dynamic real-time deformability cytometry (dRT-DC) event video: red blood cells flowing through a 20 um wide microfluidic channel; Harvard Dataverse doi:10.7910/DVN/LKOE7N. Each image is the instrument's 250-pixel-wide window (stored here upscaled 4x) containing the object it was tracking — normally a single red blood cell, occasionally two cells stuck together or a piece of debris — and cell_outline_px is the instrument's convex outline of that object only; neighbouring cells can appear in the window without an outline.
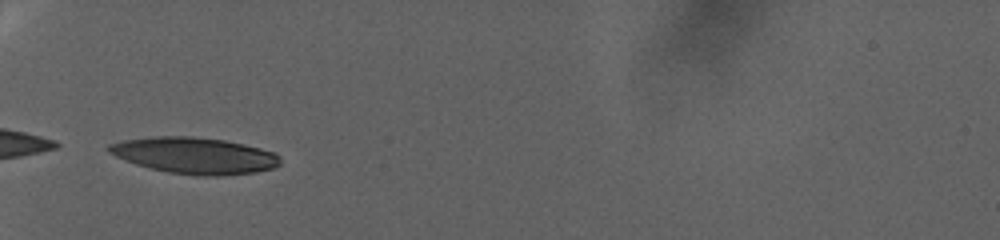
{"species": "human", "species_latin": "Homo sapiens", "temperature_condition": "warm", "stored_images_in_passage": 63, "camera_frame_rate_fps": 3000, "um_per_image_px": 0.085, "donor": {"sex": "female"}, "frame": {"image": 1, "passage_image": 1, "time_ms": 0.0, "image_size_px": [1000, 240], "cell_outline_px": [[280, 164], [272, 168], [256, 172], [220, 176], [200, 176], [168, 172], [136, 164], [116, 156], [108, 152], [104, 148], [108, 144], [124, 140], [156, 136], [192, 136], [224, 140], [244, 144], [276, 152], [280, 156]], "centroid_in_image_um": [16.55, 13.21], "position_along_channel_um": 68.4, "area_um2": 36.36}}
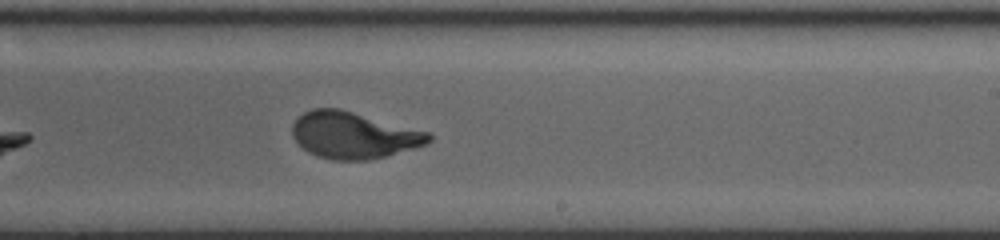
{"frame": {"image": 2, "passage_image": 30, "time_ms": 9.667, "image_size_px": [1000, 240], "cell_outline_px": [[432, 140], [428, 144], [416, 148], [388, 156], [368, 160], [332, 160], [316, 156], [308, 152], [292, 136], [292, 124], [304, 112], [312, 108], [340, 108], [428, 132], [432, 136]], "centroid_in_image_um": [30.07, 11.5], "position_along_channel_um": 258.9, "area_um2": 37.17}}
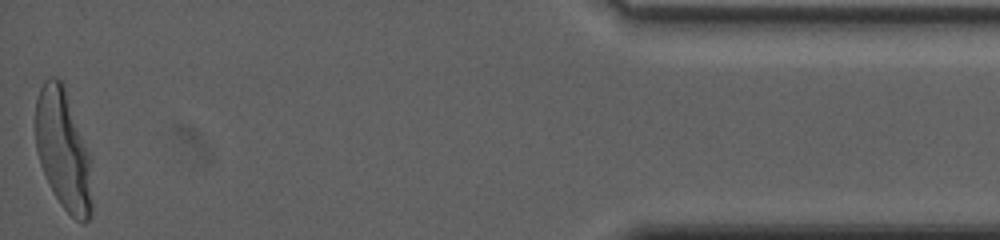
{"frame": {"image": 3, "passage_image": 63, "time_ms": 20.667, "image_size_px": [1000, 240], "cell_outline_px": [[92, 216], [84, 224], [76, 220], [60, 204], [40, 164], [36, 148], [36, 100], [40, 88], [44, 80], [48, 76], [56, 76], [60, 80], [64, 88], [92, 160]], "centroid_in_image_um": [5.4, 12.79], "position_along_channel_um": 429.8, "area_um2": 39.59}, "authors_computed_cell_mechanics": {"area_um2": 37.0498, "velocity_mm_per_s": 2.1127, "shape_relaxation_time_tau1_ms": 7.1423, "shape_relaxation_time_tau2_ms": null, "deformation_change_tau1": 0.2501, "deformation_change_tau2": null}}